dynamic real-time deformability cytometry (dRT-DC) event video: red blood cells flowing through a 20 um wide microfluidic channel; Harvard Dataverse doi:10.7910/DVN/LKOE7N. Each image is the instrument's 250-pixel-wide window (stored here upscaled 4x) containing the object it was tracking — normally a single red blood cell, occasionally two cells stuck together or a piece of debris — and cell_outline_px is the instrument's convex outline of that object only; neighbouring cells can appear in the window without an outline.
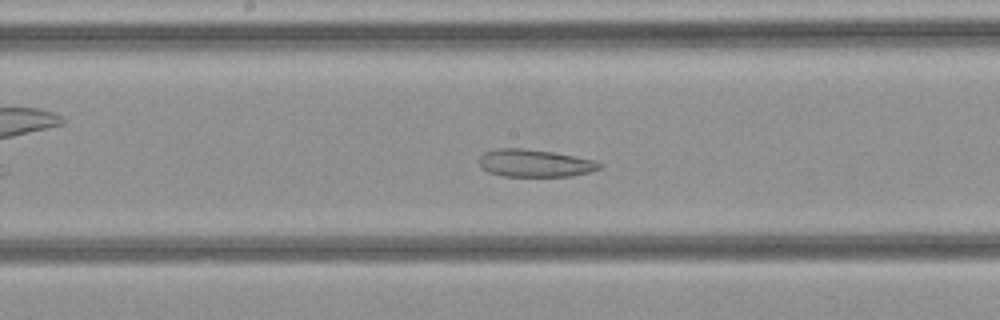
{"species": "common noctule bat (a hibernating species)", "species_latin": "Nyctalus noctula", "temperature_condition": "cold", "stored_images_in_passage": 28, "camera_frame_rate_fps": 3000, "um_per_image_px": 0.085, "animal": {"sex": "female", "body_mass_g": 21.9}, "frame": {"image": 1, "passage_image": 13, "time_ms": 4.0, "image_size_px": [1000, 320], "cell_outline_px": [[600, 168], [588, 172], [572, 176], [504, 176], [488, 172], [480, 168], [480, 156], [484, 152], [496, 148], [524, 148], [552, 152], [576, 156], [596, 160], [600, 164]], "centroid_in_image_um": [45.43, 13.86], "position_along_channel_um": 202.8, "area_um2": 19.31}}